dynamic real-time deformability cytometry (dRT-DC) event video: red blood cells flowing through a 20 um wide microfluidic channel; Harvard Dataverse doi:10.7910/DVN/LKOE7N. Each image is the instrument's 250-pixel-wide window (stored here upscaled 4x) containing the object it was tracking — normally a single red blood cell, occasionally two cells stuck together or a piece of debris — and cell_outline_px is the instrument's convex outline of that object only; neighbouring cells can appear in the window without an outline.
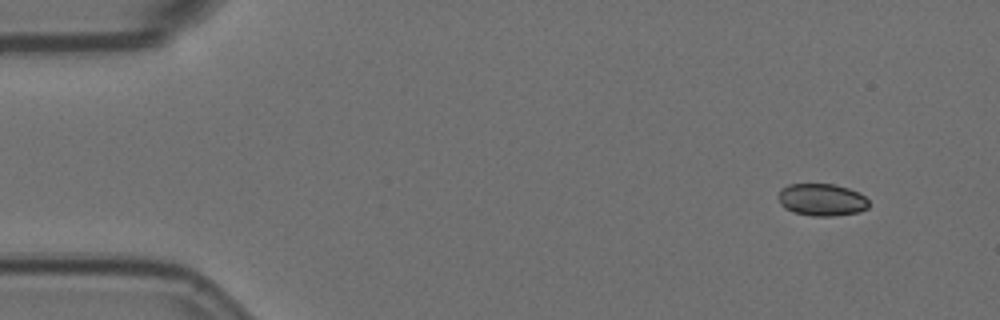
{"species": "Egyptian fruit bat (a non-hibernating species)", "species_latin": "Rousettus aegyptiacus", "temperature_condition": "room temperature", "stored_images_in_passage": 3, "camera_frame_rate_fps": 3000, "um_per_image_px": 0.085, "animal": {"sex": "female"}, "frame": {"image": 1, "passage_image": 1, "time_ms": 0.0, "image_size_px": [1000, 320], "cell_outline_px": [[868, 208], [860, 212], [832, 216], [812, 216], [792, 212], [784, 208], [780, 204], [776, 196], [780, 188], [788, 184], [832, 184], [848, 188], [860, 192], [868, 200]], "centroid_in_image_um": [69.81, 16.98], "position_along_channel_um": 15.2, "area_um2": 17.34}}